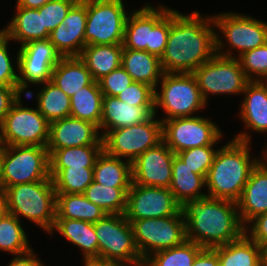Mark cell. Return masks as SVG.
<instances>
[{"mask_svg":"<svg viewBox=\"0 0 267 266\" xmlns=\"http://www.w3.org/2000/svg\"><path fill=\"white\" fill-rule=\"evenodd\" d=\"M216 54V28L211 14L171 9L167 44L160 58L164 73H192Z\"/></svg>","mask_w":267,"mask_h":266,"instance_id":"6da1fadb","label":"cell"},{"mask_svg":"<svg viewBox=\"0 0 267 266\" xmlns=\"http://www.w3.org/2000/svg\"><path fill=\"white\" fill-rule=\"evenodd\" d=\"M186 238L202 248L213 249L239 239L244 234L237 202L204 197L182 207Z\"/></svg>","mask_w":267,"mask_h":266,"instance_id":"7a4b0ae2","label":"cell"},{"mask_svg":"<svg viewBox=\"0 0 267 266\" xmlns=\"http://www.w3.org/2000/svg\"><path fill=\"white\" fill-rule=\"evenodd\" d=\"M252 148V143L233 138L220 145L205 179L208 197L235 202L240 199L252 169L265 156L264 146L259 157Z\"/></svg>","mask_w":267,"mask_h":266,"instance_id":"3957f363","label":"cell"},{"mask_svg":"<svg viewBox=\"0 0 267 266\" xmlns=\"http://www.w3.org/2000/svg\"><path fill=\"white\" fill-rule=\"evenodd\" d=\"M6 211L19 220L24 218L49 234L56 219V191L52 180L7 187L3 192Z\"/></svg>","mask_w":267,"mask_h":266,"instance_id":"277c9868","label":"cell"},{"mask_svg":"<svg viewBox=\"0 0 267 266\" xmlns=\"http://www.w3.org/2000/svg\"><path fill=\"white\" fill-rule=\"evenodd\" d=\"M156 5L145 2L129 13L123 48L147 51L161 58L168 40L172 8L160 2Z\"/></svg>","mask_w":267,"mask_h":266,"instance_id":"5b68a950","label":"cell"},{"mask_svg":"<svg viewBox=\"0 0 267 266\" xmlns=\"http://www.w3.org/2000/svg\"><path fill=\"white\" fill-rule=\"evenodd\" d=\"M254 17L230 10L212 14L217 29L216 54L237 59L243 53L265 45L267 22Z\"/></svg>","mask_w":267,"mask_h":266,"instance_id":"8992f818","label":"cell"},{"mask_svg":"<svg viewBox=\"0 0 267 266\" xmlns=\"http://www.w3.org/2000/svg\"><path fill=\"white\" fill-rule=\"evenodd\" d=\"M207 105L192 73H163L154 90V114L160 117L158 112L162 110L163 117L159 118L162 122L203 114Z\"/></svg>","mask_w":267,"mask_h":266,"instance_id":"52a82bcc","label":"cell"},{"mask_svg":"<svg viewBox=\"0 0 267 266\" xmlns=\"http://www.w3.org/2000/svg\"><path fill=\"white\" fill-rule=\"evenodd\" d=\"M98 239V261L143 266L131 223L124 214H107L94 223Z\"/></svg>","mask_w":267,"mask_h":266,"instance_id":"ba28073f","label":"cell"},{"mask_svg":"<svg viewBox=\"0 0 267 266\" xmlns=\"http://www.w3.org/2000/svg\"><path fill=\"white\" fill-rule=\"evenodd\" d=\"M192 74L207 104L210 96H241L250 82L238 59L218 54L195 69Z\"/></svg>","mask_w":267,"mask_h":266,"instance_id":"9c48e42d","label":"cell"},{"mask_svg":"<svg viewBox=\"0 0 267 266\" xmlns=\"http://www.w3.org/2000/svg\"><path fill=\"white\" fill-rule=\"evenodd\" d=\"M123 0H87L85 45L123 44L129 13Z\"/></svg>","mask_w":267,"mask_h":266,"instance_id":"30bf717a","label":"cell"},{"mask_svg":"<svg viewBox=\"0 0 267 266\" xmlns=\"http://www.w3.org/2000/svg\"><path fill=\"white\" fill-rule=\"evenodd\" d=\"M128 221L131 223L134 242L143 261L155 252L179 246L187 240L183 211L178 216Z\"/></svg>","mask_w":267,"mask_h":266,"instance_id":"8fae6325","label":"cell"},{"mask_svg":"<svg viewBox=\"0 0 267 266\" xmlns=\"http://www.w3.org/2000/svg\"><path fill=\"white\" fill-rule=\"evenodd\" d=\"M224 133L211 117L201 114L162 122L163 141L175 154L194 147L220 145L225 141Z\"/></svg>","mask_w":267,"mask_h":266,"instance_id":"7c38bea8","label":"cell"},{"mask_svg":"<svg viewBox=\"0 0 267 266\" xmlns=\"http://www.w3.org/2000/svg\"><path fill=\"white\" fill-rule=\"evenodd\" d=\"M3 179L4 190L17 184L52 180L47 147L3 145Z\"/></svg>","mask_w":267,"mask_h":266,"instance_id":"4fadbf2b","label":"cell"},{"mask_svg":"<svg viewBox=\"0 0 267 266\" xmlns=\"http://www.w3.org/2000/svg\"><path fill=\"white\" fill-rule=\"evenodd\" d=\"M162 140V121L155 114L146 122L109 130L102 136L106 153L131 163Z\"/></svg>","mask_w":267,"mask_h":266,"instance_id":"5bb4252c","label":"cell"},{"mask_svg":"<svg viewBox=\"0 0 267 266\" xmlns=\"http://www.w3.org/2000/svg\"><path fill=\"white\" fill-rule=\"evenodd\" d=\"M50 123L38 108L12 105L0 124V145L47 147Z\"/></svg>","mask_w":267,"mask_h":266,"instance_id":"9a60e30c","label":"cell"},{"mask_svg":"<svg viewBox=\"0 0 267 266\" xmlns=\"http://www.w3.org/2000/svg\"><path fill=\"white\" fill-rule=\"evenodd\" d=\"M182 211L169 188L131 183L124 213L127 220L178 216Z\"/></svg>","mask_w":267,"mask_h":266,"instance_id":"2e32d148","label":"cell"},{"mask_svg":"<svg viewBox=\"0 0 267 266\" xmlns=\"http://www.w3.org/2000/svg\"><path fill=\"white\" fill-rule=\"evenodd\" d=\"M17 48L19 80L41 84L51 81L61 55L49 39L32 41Z\"/></svg>","mask_w":267,"mask_h":266,"instance_id":"e0dca14e","label":"cell"},{"mask_svg":"<svg viewBox=\"0 0 267 266\" xmlns=\"http://www.w3.org/2000/svg\"><path fill=\"white\" fill-rule=\"evenodd\" d=\"M175 153L162 140L140 154L132 163V183L149 187L169 188Z\"/></svg>","mask_w":267,"mask_h":266,"instance_id":"ac0fdd59","label":"cell"},{"mask_svg":"<svg viewBox=\"0 0 267 266\" xmlns=\"http://www.w3.org/2000/svg\"><path fill=\"white\" fill-rule=\"evenodd\" d=\"M237 117L243 122V129L233 139L252 143V132L267 133V83L265 81H250L242 93ZM249 130V131H248ZM251 132V133H250ZM267 136V134H266ZM267 141V140H266ZM264 148L267 142L264 141Z\"/></svg>","mask_w":267,"mask_h":266,"instance_id":"d6986e66","label":"cell"},{"mask_svg":"<svg viewBox=\"0 0 267 266\" xmlns=\"http://www.w3.org/2000/svg\"><path fill=\"white\" fill-rule=\"evenodd\" d=\"M87 0H78L64 20L50 33L49 40L61 57L80 56L85 45Z\"/></svg>","mask_w":267,"mask_h":266,"instance_id":"ffe728a7","label":"cell"},{"mask_svg":"<svg viewBox=\"0 0 267 266\" xmlns=\"http://www.w3.org/2000/svg\"><path fill=\"white\" fill-rule=\"evenodd\" d=\"M103 145L99 127L72 116L50 123L47 149L49 155L56 149Z\"/></svg>","mask_w":267,"mask_h":266,"instance_id":"44dd1931","label":"cell"},{"mask_svg":"<svg viewBox=\"0 0 267 266\" xmlns=\"http://www.w3.org/2000/svg\"><path fill=\"white\" fill-rule=\"evenodd\" d=\"M241 223L245 227L252 219L267 212V156L252 169L237 201Z\"/></svg>","mask_w":267,"mask_h":266,"instance_id":"7402d4cb","label":"cell"},{"mask_svg":"<svg viewBox=\"0 0 267 266\" xmlns=\"http://www.w3.org/2000/svg\"><path fill=\"white\" fill-rule=\"evenodd\" d=\"M154 106H133L116 96L103 95L100 133L148 121L154 115Z\"/></svg>","mask_w":267,"mask_h":266,"instance_id":"603a6c76","label":"cell"},{"mask_svg":"<svg viewBox=\"0 0 267 266\" xmlns=\"http://www.w3.org/2000/svg\"><path fill=\"white\" fill-rule=\"evenodd\" d=\"M58 233L81 253L83 262L98 260V239L94 224L82 220L55 219L54 226L48 235Z\"/></svg>","mask_w":267,"mask_h":266,"instance_id":"cb8c5ba5","label":"cell"},{"mask_svg":"<svg viewBox=\"0 0 267 266\" xmlns=\"http://www.w3.org/2000/svg\"><path fill=\"white\" fill-rule=\"evenodd\" d=\"M15 12V13H14ZM11 21L1 30L19 47L25 43L49 39L50 32L43 28L42 13L38 9L20 7L15 4Z\"/></svg>","mask_w":267,"mask_h":266,"instance_id":"d4e9b609","label":"cell"},{"mask_svg":"<svg viewBox=\"0 0 267 266\" xmlns=\"http://www.w3.org/2000/svg\"><path fill=\"white\" fill-rule=\"evenodd\" d=\"M169 189L182 207L188 202L207 197L205 178L194 173L177 154L173 157Z\"/></svg>","mask_w":267,"mask_h":266,"instance_id":"484cf974","label":"cell"},{"mask_svg":"<svg viewBox=\"0 0 267 266\" xmlns=\"http://www.w3.org/2000/svg\"><path fill=\"white\" fill-rule=\"evenodd\" d=\"M121 66L134 82L147 84L154 90L164 73L160 58L143 50L123 48Z\"/></svg>","mask_w":267,"mask_h":266,"instance_id":"4316f807","label":"cell"},{"mask_svg":"<svg viewBox=\"0 0 267 266\" xmlns=\"http://www.w3.org/2000/svg\"><path fill=\"white\" fill-rule=\"evenodd\" d=\"M51 81L69 97L83 87L91 85L94 79L79 56L61 57L54 67Z\"/></svg>","mask_w":267,"mask_h":266,"instance_id":"83f0119b","label":"cell"},{"mask_svg":"<svg viewBox=\"0 0 267 266\" xmlns=\"http://www.w3.org/2000/svg\"><path fill=\"white\" fill-rule=\"evenodd\" d=\"M123 44L86 45L80 58L86 64L94 81L108 75L121 66Z\"/></svg>","mask_w":267,"mask_h":266,"instance_id":"f1b7e54d","label":"cell"},{"mask_svg":"<svg viewBox=\"0 0 267 266\" xmlns=\"http://www.w3.org/2000/svg\"><path fill=\"white\" fill-rule=\"evenodd\" d=\"M93 181L111 187H130L131 162L102 150L93 167Z\"/></svg>","mask_w":267,"mask_h":266,"instance_id":"f546056e","label":"cell"},{"mask_svg":"<svg viewBox=\"0 0 267 266\" xmlns=\"http://www.w3.org/2000/svg\"><path fill=\"white\" fill-rule=\"evenodd\" d=\"M214 249L220 266H262L261 246L245 233L239 239Z\"/></svg>","mask_w":267,"mask_h":266,"instance_id":"4dcf8cb0","label":"cell"},{"mask_svg":"<svg viewBox=\"0 0 267 266\" xmlns=\"http://www.w3.org/2000/svg\"><path fill=\"white\" fill-rule=\"evenodd\" d=\"M107 215L83 194L56 193V219L82 220L95 223Z\"/></svg>","mask_w":267,"mask_h":266,"instance_id":"1f68e13d","label":"cell"},{"mask_svg":"<svg viewBox=\"0 0 267 266\" xmlns=\"http://www.w3.org/2000/svg\"><path fill=\"white\" fill-rule=\"evenodd\" d=\"M102 98L99 83L83 87L70 97V116L93 123L99 127L102 116Z\"/></svg>","mask_w":267,"mask_h":266,"instance_id":"d6a6232c","label":"cell"},{"mask_svg":"<svg viewBox=\"0 0 267 266\" xmlns=\"http://www.w3.org/2000/svg\"><path fill=\"white\" fill-rule=\"evenodd\" d=\"M129 189L130 187H111L93 181L83 195L106 214H124Z\"/></svg>","mask_w":267,"mask_h":266,"instance_id":"836d02e7","label":"cell"},{"mask_svg":"<svg viewBox=\"0 0 267 266\" xmlns=\"http://www.w3.org/2000/svg\"><path fill=\"white\" fill-rule=\"evenodd\" d=\"M22 221L16 216L6 214L0 219V250L7 254L21 255L32 249V244Z\"/></svg>","mask_w":267,"mask_h":266,"instance_id":"e575fe53","label":"cell"},{"mask_svg":"<svg viewBox=\"0 0 267 266\" xmlns=\"http://www.w3.org/2000/svg\"><path fill=\"white\" fill-rule=\"evenodd\" d=\"M56 193L83 194L93 182V167L50 168Z\"/></svg>","mask_w":267,"mask_h":266,"instance_id":"d590c367","label":"cell"},{"mask_svg":"<svg viewBox=\"0 0 267 266\" xmlns=\"http://www.w3.org/2000/svg\"><path fill=\"white\" fill-rule=\"evenodd\" d=\"M103 145L56 149L49 155L50 168L94 167Z\"/></svg>","mask_w":267,"mask_h":266,"instance_id":"8d00e7d4","label":"cell"},{"mask_svg":"<svg viewBox=\"0 0 267 266\" xmlns=\"http://www.w3.org/2000/svg\"><path fill=\"white\" fill-rule=\"evenodd\" d=\"M70 97L55 83L47 81L42 84L39 112L51 123L70 116Z\"/></svg>","mask_w":267,"mask_h":266,"instance_id":"74e56055","label":"cell"},{"mask_svg":"<svg viewBox=\"0 0 267 266\" xmlns=\"http://www.w3.org/2000/svg\"><path fill=\"white\" fill-rule=\"evenodd\" d=\"M202 249L200 245L186 240L179 246L153 253L143 266H192Z\"/></svg>","mask_w":267,"mask_h":266,"instance_id":"f35d334b","label":"cell"},{"mask_svg":"<svg viewBox=\"0 0 267 266\" xmlns=\"http://www.w3.org/2000/svg\"><path fill=\"white\" fill-rule=\"evenodd\" d=\"M217 151L216 145H205L181 151L177 155L194 173L200 174L206 179Z\"/></svg>","mask_w":267,"mask_h":266,"instance_id":"ab89813d","label":"cell"},{"mask_svg":"<svg viewBox=\"0 0 267 266\" xmlns=\"http://www.w3.org/2000/svg\"><path fill=\"white\" fill-rule=\"evenodd\" d=\"M237 59L250 81L267 79V43L243 53Z\"/></svg>","mask_w":267,"mask_h":266,"instance_id":"60d3db41","label":"cell"},{"mask_svg":"<svg viewBox=\"0 0 267 266\" xmlns=\"http://www.w3.org/2000/svg\"><path fill=\"white\" fill-rule=\"evenodd\" d=\"M11 42L10 38L0 29V85L5 86H12L18 79L19 50L17 49L15 55L12 52L10 53L9 45L12 44Z\"/></svg>","mask_w":267,"mask_h":266,"instance_id":"b9f144b4","label":"cell"},{"mask_svg":"<svg viewBox=\"0 0 267 266\" xmlns=\"http://www.w3.org/2000/svg\"><path fill=\"white\" fill-rule=\"evenodd\" d=\"M78 0H51L40 7L42 13L43 28L50 33L64 20L70 8Z\"/></svg>","mask_w":267,"mask_h":266,"instance_id":"7bdbcfd3","label":"cell"},{"mask_svg":"<svg viewBox=\"0 0 267 266\" xmlns=\"http://www.w3.org/2000/svg\"><path fill=\"white\" fill-rule=\"evenodd\" d=\"M116 97L133 106H154V89L141 82H133Z\"/></svg>","mask_w":267,"mask_h":266,"instance_id":"ee69618b","label":"cell"},{"mask_svg":"<svg viewBox=\"0 0 267 266\" xmlns=\"http://www.w3.org/2000/svg\"><path fill=\"white\" fill-rule=\"evenodd\" d=\"M131 76L120 66L101 78L98 83L103 95L117 96L133 83Z\"/></svg>","mask_w":267,"mask_h":266,"instance_id":"f6af8a7d","label":"cell"},{"mask_svg":"<svg viewBox=\"0 0 267 266\" xmlns=\"http://www.w3.org/2000/svg\"><path fill=\"white\" fill-rule=\"evenodd\" d=\"M30 85V86H29ZM32 86L38 88H35L36 91L31 90ZM12 98H13V105L16 107L20 108H34V107H29L28 105H23L24 102L22 100V96L25 97V99H32L34 96L35 101V108H38L40 105V98H41V92H42V84L41 83H29L25 81H21L17 79L13 84H12ZM36 93V94H35Z\"/></svg>","mask_w":267,"mask_h":266,"instance_id":"bcb514c9","label":"cell"},{"mask_svg":"<svg viewBox=\"0 0 267 266\" xmlns=\"http://www.w3.org/2000/svg\"><path fill=\"white\" fill-rule=\"evenodd\" d=\"M244 233L262 246L267 243V212L252 219L245 227Z\"/></svg>","mask_w":267,"mask_h":266,"instance_id":"7dc6e473","label":"cell"},{"mask_svg":"<svg viewBox=\"0 0 267 266\" xmlns=\"http://www.w3.org/2000/svg\"><path fill=\"white\" fill-rule=\"evenodd\" d=\"M6 266H46L44 262L39 258V254L34 252L32 248L29 252L14 255L10 259L9 263Z\"/></svg>","mask_w":267,"mask_h":266,"instance_id":"c3c4849f","label":"cell"},{"mask_svg":"<svg viewBox=\"0 0 267 266\" xmlns=\"http://www.w3.org/2000/svg\"><path fill=\"white\" fill-rule=\"evenodd\" d=\"M192 266H220L217 251L214 248H203L197 254Z\"/></svg>","mask_w":267,"mask_h":266,"instance_id":"681fc988","label":"cell"},{"mask_svg":"<svg viewBox=\"0 0 267 266\" xmlns=\"http://www.w3.org/2000/svg\"><path fill=\"white\" fill-rule=\"evenodd\" d=\"M13 105L12 87L0 85V124Z\"/></svg>","mask_w":267,"mask_h":266,"instance_id":"f907efd6","label":"cell"},{"mask_svg":"<svg viewBox=\"0 0 267 266\" xmlns=\"http://www.w3.org/2000/svg\"><path fill=\"white\" fill-rule=\"evenodd\" d=\"M51 0H15L17 6L31 8V9H39L44 4Z\"/></svg>","mask_w":267,"mask_h":266,"instance_id":"816d5d0a","label":"cell"},{"mask_svg":"<svg viewBox=\"0 0 267 266\" xmlns=\"http://www.w3.org/2000/svg\"><path fill=\"white\" fill-rule=\"evenodd\" d=\"M83 266H132V265H126L122 263H113V262H102L98 260H90L81 263Z\"/></svg>","mask_w":267,"mask_h":266,"instance_id":"f5cc1de1","label":"cell"},{"mask_svg":"<svg viewBox=\"0 0 267 266\" xmlns=\"http://www.w3.org/2000/svg\"><path fill=\"white\" fill-rule=\"evenodd\" d=\"M0 191L4 192V179H3V145H0Z\"/></svg>","mask_w":267,"mask_h":266,"instance_id":"db71d44e","label":"cell"},{"mask_svg":"<svg viewBox=\"0 0 267 266\" xmlns=\"http://www.w3.org/2000/svg\"><path fill=\"white\" fill-rule=\"evenodd\" d=\"M262 250V266H267V243L261 246Z\"/></svg>","mask_w":267,"mask_h":266,"instance_id":"11a10c76","label":"cell"},{"mask_svg":"<svg viewBox=\"0 0 267 266\" xmlns=\"http://www.w3.org/2000/svg\"><path fill=\"white\" fill-rule=\"evenodd\" d=\"M6 203L4 198L0 200V219L6 214Z\"/></svg>","mask_w":267,"mask_h":266,"instance_id":"9f6ffc18","label":"cell"},{"mask_svg":"<svg viewBox=\"0 0 267 266\" xmlns=\"http://www.w3.org/2000/svg\"><path fill=\"white\" fill-rule=\"evenodd\" d=\"M3 198V193L0 191V200Z\"/></svg>","mask_w":267,"mask_h":266,"instance_id":"6f0895ef","label":"cell"},{"mask_svg":"<svg viewBox=\"0 0 267 266\" xmlns=\"http://www.w3.org/2000/svg\"><path fill=\"white\" fill-rule=\"evenodd\" d=\"M265 155L267 156V147L265 148Z\"/></svg>","mask_w":267,"mask_h":266,"instance_id":"680465c9","label":"cell"}]
</instances>
